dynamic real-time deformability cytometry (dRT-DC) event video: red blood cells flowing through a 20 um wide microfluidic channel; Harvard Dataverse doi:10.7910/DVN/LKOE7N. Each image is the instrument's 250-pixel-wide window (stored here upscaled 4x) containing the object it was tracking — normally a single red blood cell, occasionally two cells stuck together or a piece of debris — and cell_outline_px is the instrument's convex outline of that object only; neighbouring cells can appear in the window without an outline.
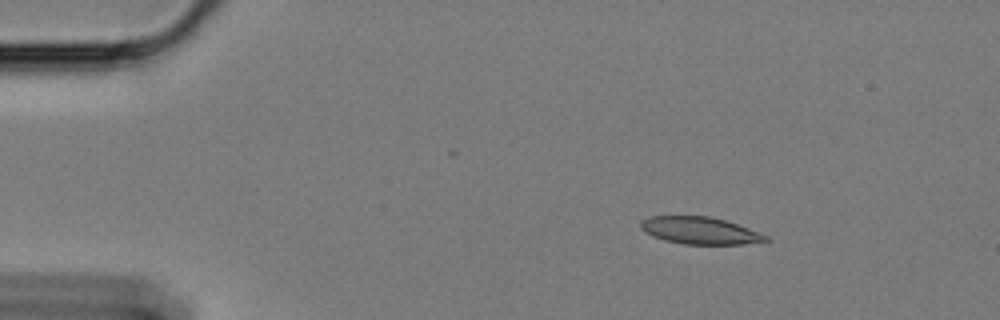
{"species": "Egyptian fruit bat (a non-hibernating species)", "species_latin": "Rousettus aegyptiacus", "temperature_condition": "cold", "stored_images_in_passage": 32, "camera_frame_rate_fps": 3000, "um_per_image_px": 0.085, "animal": {"sex": "female"}, "frame": {"image": 1, "passage_image": 1, "time_ms": 0.0, "image_size_px": [1000, 320], "cell_outline_px": [[772, 240], [740, 244], [684, 244], [664, 240], [640, 228], [640, 220], [648, 216], [708, 216], [724, 220], [736, 224], [768, 236]], "centroid_in_image_um": [59.47, 19.59], "position_along_channel_um": 25.5, "area_um2": 19.48}}
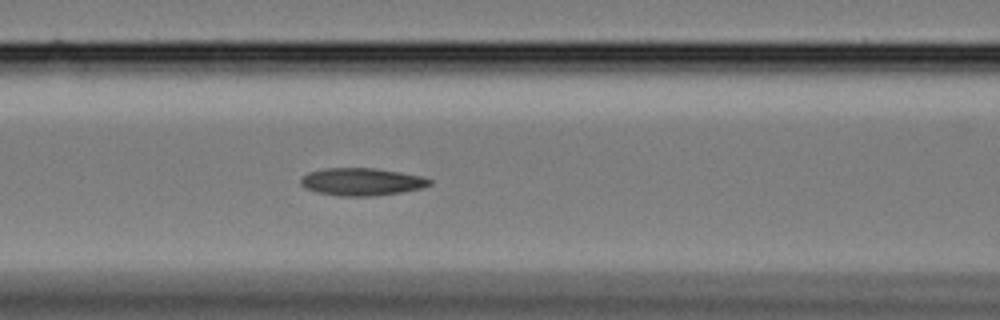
{"frame": {"image": 2, "passage_image": 17, "time_ms": 5.333, "image_size_px": [1000, 320], "cell_outline_px": [[432, 184], [424, 188], [404, 192], [372, 196], [340, 196], [316, 192], [304, 188], [300, 184], [300, 176], [308, 172], [324, 168], [372, 168], [400, 172], [420, 176], [432, 180]], "centroid_in_image_um": [30.72, 15.45], "position_along_channel_um": 135.9, "area_um2": 20.92}}
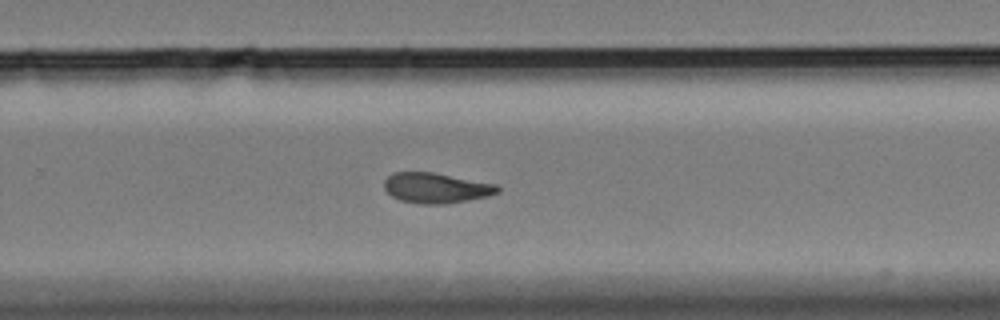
{"frame": {"image": 3, "passage_image": 31, "time_ms": 10.0, "image_size_px": [1000, 320], "cell_outline_px": [[500, 192], [488, 196], [448, 204], [420, 204], [400, 200], [392, 196], [384, 188], [384, 180], [392, 172], [432, 172], [496, 184], [500, 188]], "centroid_in_image_um": [37.06, 15.98], "position_along_channel_um": 292.7, "area_um2": 20.06}}